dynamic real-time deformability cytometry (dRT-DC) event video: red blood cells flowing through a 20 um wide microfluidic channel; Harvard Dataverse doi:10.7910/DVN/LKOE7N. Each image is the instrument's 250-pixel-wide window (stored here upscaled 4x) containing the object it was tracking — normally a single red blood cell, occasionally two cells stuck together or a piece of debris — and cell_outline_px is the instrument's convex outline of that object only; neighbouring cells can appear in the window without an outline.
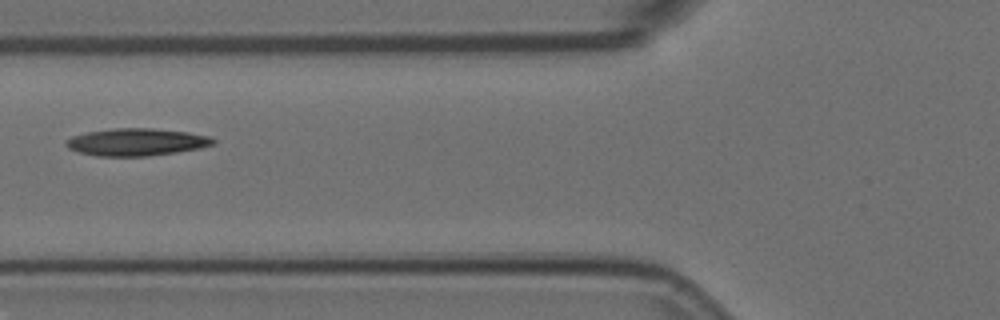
{"species": "Egyptian fruit bat (a non-hibernating species)", "species_latin": "Rousettus aegyptiacus", "temperature_condition": "room temperature", "stored_images_in_passage": 9, "camera_frame_rate_fps": 3000, "um_per_image_px": 0.085, "animal": {"sex": "female"}, "frame": {"image": 1, "passage_image": 6, "time_ms": 1.667, "image_size_px": [1000, 320], "cell_outline_px": [[216, 144], [200, 148], [176, 152], [148, 156], [96, 156], [80, 152], [68, 148], [64, 144], [72, 136], [88, 132], [116, 128], [152, 128], [188, 132], [208, 136], [216, 140]], "centroid_in_image_um": [11.63, 12.07], "position_along_channel_um": 114.2, "area_um2": 23.35}}
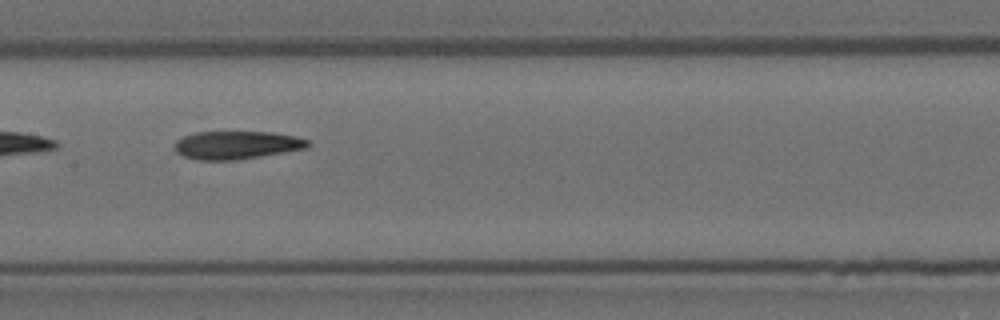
{"frame": {"image": 2, "passage_image": 8, "time_ms": 2.333, "image_size_px": [1000, 320], "cell_outline_px": [[312, 144], [304, 148], [260, 156], [236, 160], [196, 160], [184, 156], [176, 152], [176, 140], [184, 136], [196, 132], [272, 132], [296, 136], [308, 140]], "centroid_in_image_um": [20.11, 12.32], "position_along_channel_um": 187.3, "area_um2": 21.62}}
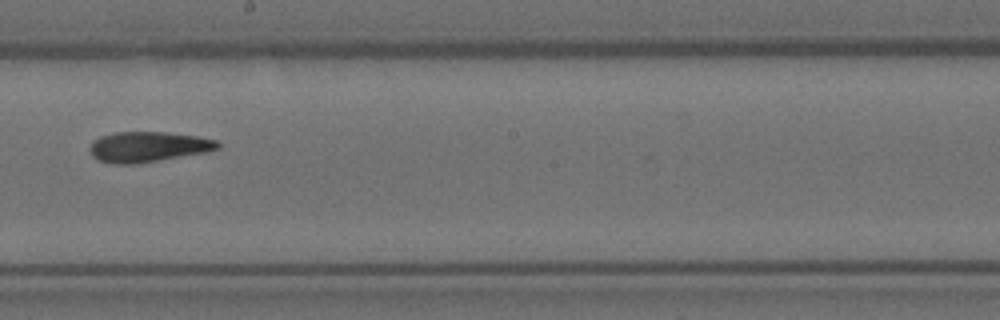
{"frame": {"image": 3, "passage_image": 9, "time_ms": 2.667, "image_size_px": [1000, 320], "cell_outline_px": [[220, 148], [208, 152], [136, 164], [112, 164], [96, 160], [92, 156], [88, 148], [92, 140], [100, 136], [116, 132], [164, 132], [196, 136], [216, 140], [220, 144]], "centroid_in_image_um": [12.54, 12.49], "position_along_channel_um": 235.7, "area_um2": 22.89}}